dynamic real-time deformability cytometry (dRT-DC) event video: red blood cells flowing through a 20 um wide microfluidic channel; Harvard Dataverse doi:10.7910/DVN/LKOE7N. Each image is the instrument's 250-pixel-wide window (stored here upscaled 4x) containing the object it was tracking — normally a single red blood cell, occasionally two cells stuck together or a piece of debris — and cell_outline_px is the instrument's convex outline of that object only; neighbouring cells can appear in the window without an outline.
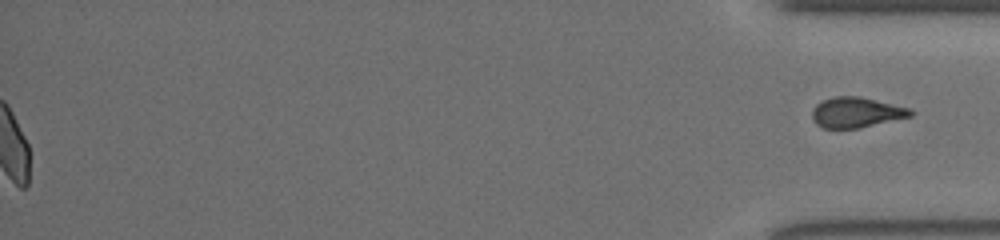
{"species": "common noctule bat (a hibernating species)", "species_latin": "Nyctalus noctula", "temperature_condition": "room temperature", "stored_images_in_passage": 42, "segment_of_instrument_passage": [2, 2], "camera_frame_rate_fps": 3000, "um_per_image_px": 0.085, "animal": {"sex": "female", "body_mass_g": 19.5, "forearm_length_mm": 54.1}, "frame": {"image": 1, "passage_image": 42, "time_ms": 13.667, "image_size_px": [1000, 240], "cell_outline_px": [[912, 116], [856, 128], [824, 128], [816, 124], [812, 120], [812, 108], [816, 104], [824, 100], [836, 96], [860, 96], [912, 108]], "centroid_in_image_um": [72.77, 9.54], "position_along_channel_um": 362.4, "area_um2": 17.34}}